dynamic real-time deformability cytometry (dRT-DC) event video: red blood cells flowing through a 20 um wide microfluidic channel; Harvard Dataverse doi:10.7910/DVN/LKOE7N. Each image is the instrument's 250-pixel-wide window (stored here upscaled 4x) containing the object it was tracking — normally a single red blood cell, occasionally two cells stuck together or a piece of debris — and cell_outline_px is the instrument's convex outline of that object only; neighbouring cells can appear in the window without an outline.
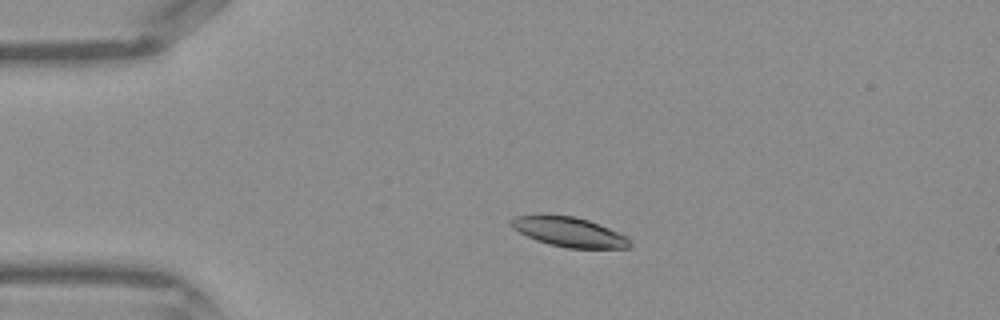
{"species": "Egyptian fruit bat (a non-hibernating species)", "species_latin": "Rousettus aegyptiacus", "temperature_condition": "warm", "stored_images_in_passage": 42, "camera_frame_rate_fps": 3000, "um_per_image_px": 0.085, "frame": {"image": 1, "passage_image": 8, "time_ms": 2.333, "image_size_px": [1000, 320], "cell_outline_px": [[632, 244], [628, 248], [568, 248], [548, 244], [536, 240], [512, 228], [508, 224], [516, 216], [540, 212], [548, 212], [572, 216], [588, 220], [600, 224], [628, 236], [632, 240]], "centroid_in_image_um": [48.35, 19.67], "position_along_channel_um": 36.6, "area_um2": 21.21}}
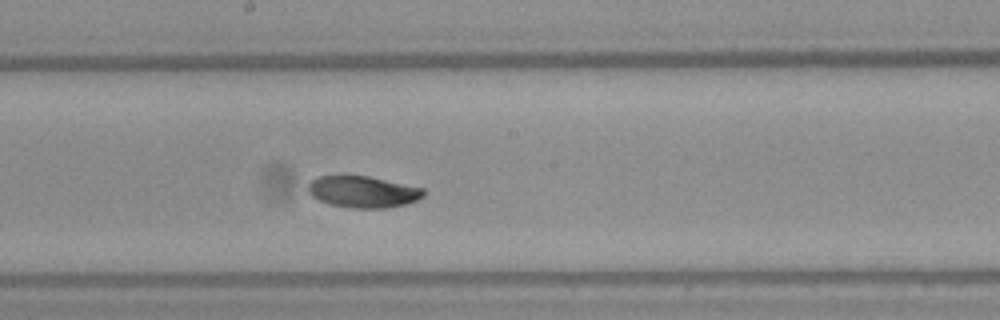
{"frame": {"image": 2, "passage_image": 22, "time_ms": 7.0, "image_size_px": [1000, 320], "cell_outline_px": [[424, 196], [416, 200], [404, 204], [388, 208], [348, 208], [332, 204], [320, 200], [312, 196], [308, 192], [308, 184], [312, 180], [320, 176], [368, 176], [424, 188]], "centroid_in_image_um": [30.86, 16.31], "position_along_channel_um": 217.3, "area_um2": 21.04}}
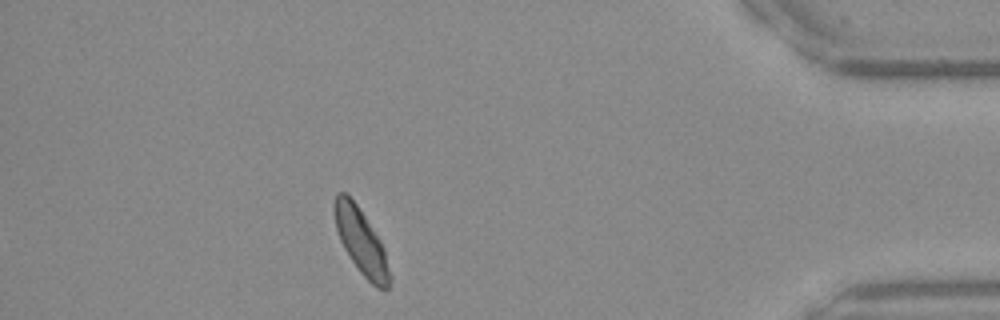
{"frame": {"image": 3, "passage_image": 37, "time_ms": 12.0, "image_size_px": [1000, 320], "cell_outline_px": [[392, 280], [388, 288], [376, 288], [360, 272], [344, 248], [340, 240], [336, 228], [332, 208], [332, 204], [336, 192], [344, 192], [356, 204], [380, 240], [384, 248], [392, 276]], "centroid_in_image_um": [30.69, 20.53], "position_along_channel_um": 404.5, "area_um2": 21.04}}